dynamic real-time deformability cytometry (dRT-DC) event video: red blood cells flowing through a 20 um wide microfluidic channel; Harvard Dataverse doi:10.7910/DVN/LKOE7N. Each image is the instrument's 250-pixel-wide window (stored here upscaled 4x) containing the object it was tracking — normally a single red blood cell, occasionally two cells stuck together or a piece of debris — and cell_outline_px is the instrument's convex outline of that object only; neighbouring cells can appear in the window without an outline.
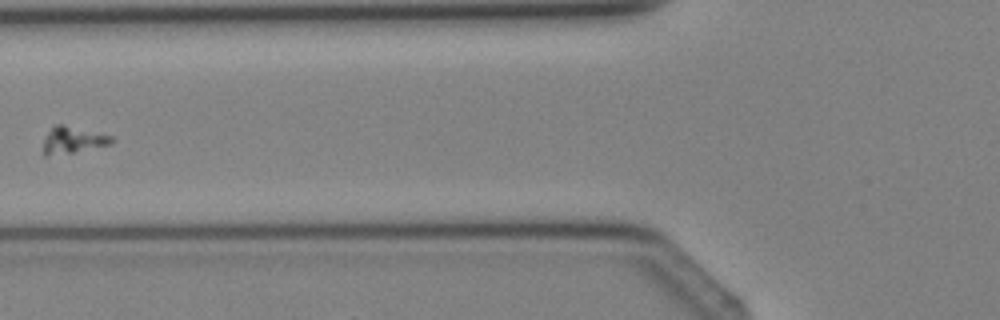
{"species": "Egyptian fruit bat (a non-hibernating species)", "species_latin": "Rousettus aegyptiacus", "temperature_condition": "cold", "stored_images_in_passage": 4, "camera_frame_rate_fps": 3000, "um_per_image_px": 0.085, "animal": {"sex": "female"}, "frame": {"image": 1, "passage_image": 4, "time_ms": 3.333, "image_size_px": [1000, 320], "cell_outline_px": [[116, 140], [112, 144], [72, 152], [44, 156], [44, 140], [48, 132], [56, 124], [64, 124], [112, 136]], "centroid_in_image_um": [6.23, 11.89], "position_along_channel_um": 119.6, "area_um2": 10.46}}